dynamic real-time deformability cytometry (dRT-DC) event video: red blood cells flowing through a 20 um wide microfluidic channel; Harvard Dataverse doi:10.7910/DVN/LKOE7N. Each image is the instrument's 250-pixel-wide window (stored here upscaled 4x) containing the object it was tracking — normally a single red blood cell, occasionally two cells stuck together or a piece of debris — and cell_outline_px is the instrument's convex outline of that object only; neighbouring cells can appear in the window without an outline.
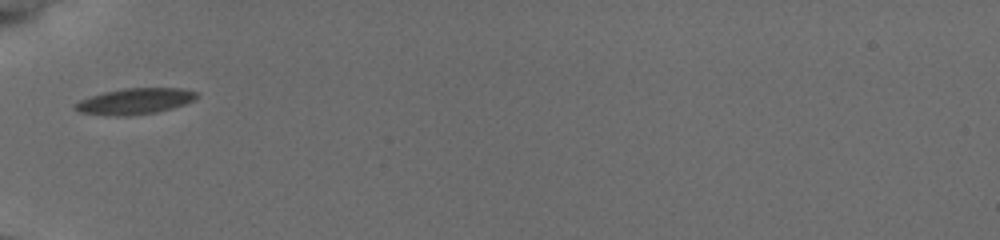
{"species": "common noctule bat (a hibernating species)", "species_latin": "Nyctalus noctula", "temperature_condition": "cold", "stored_images_in_passage": 35, "camera_frame_rate_fps": 3000, "um_per_image_px": 0.085, "animal": {"sex": "female", "body_mass_g": 19.5, "forearm_length_mm": 54.1}, "frame": {"image": 1, "passage_image": 1, "time_ms": 0.0, "image_size_px": [1000, 240], "cell_outline_px": [[200, 96], [196, 100], [172, 108], [156, 112], [128, 116], [116, 116], [80, 112], [72, 108], [72, 104], [80, 100], [104, 92], [124, 88], [180, 88], [196, 92]], "centroid_in_image_um": [11.47, 8.6], "position_along_channel_um": 73.5, "area_um2": 18.44}}
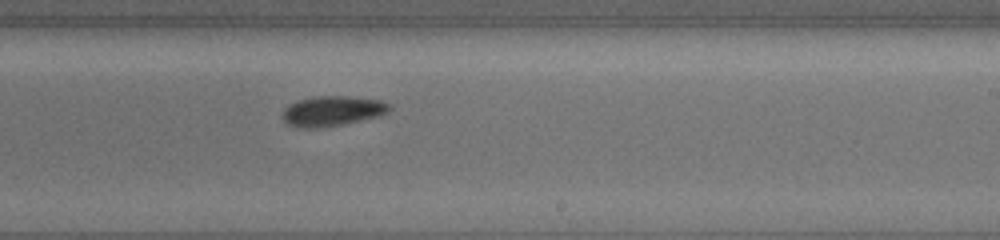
{"frame": {"image": 2, "passage_image": 16, "time_ms": 5.0, "image_size_px": [1000, 240], "cell_outline_px": [[392, 108], [388, 112], [380, 116], [340, 124], [312, 128], [304, 128], [288, 124], [284, 120], [284, 108], [288, 104], [296, 100], [312, 96], [348, 96], [380, 100], [388, 104]], "centroid_in_image_um": [28.24, 9.41], "position_along_channel_um": 260.8, "area_um2": 18.55}}
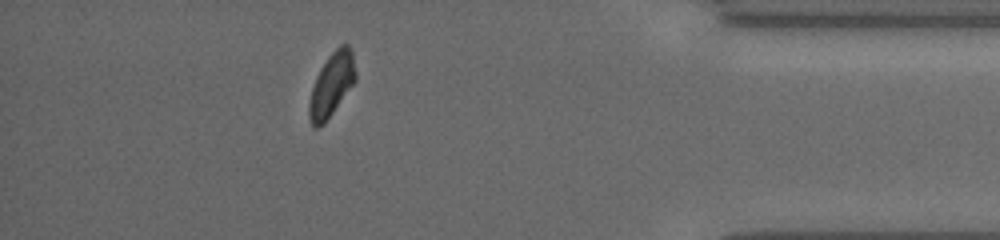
{"frame": {"image": 3, "passage_image": 30, "time_ms": 9.667, "image_size_px": [1000, 240], "cell_outline_px": [[356, 80], [324, 124], [316, 128], [312, 128], [308, 116], [308, 104], [312, 88], [316, 76], [320, 68], [328, 56], [340, 44], [348, 44], [352, 48], [356, 72]], "centroid_in_image_um": [28.18, 7.19], "position_along_channel_um": 407.0, "area_um2": 17.34}, "authors_computed_cell_mechanics": {"area_um2": 18.1492, "velocity_mm_per_s": 3.7892, "shape_relaxation_time_tau1_ms": 3.6136, "shape_relaxation_time_tau2_ms": 9.9916, "deformation_change_tau1": 0.1084, "deformation_change_tau2": 0.1313}}